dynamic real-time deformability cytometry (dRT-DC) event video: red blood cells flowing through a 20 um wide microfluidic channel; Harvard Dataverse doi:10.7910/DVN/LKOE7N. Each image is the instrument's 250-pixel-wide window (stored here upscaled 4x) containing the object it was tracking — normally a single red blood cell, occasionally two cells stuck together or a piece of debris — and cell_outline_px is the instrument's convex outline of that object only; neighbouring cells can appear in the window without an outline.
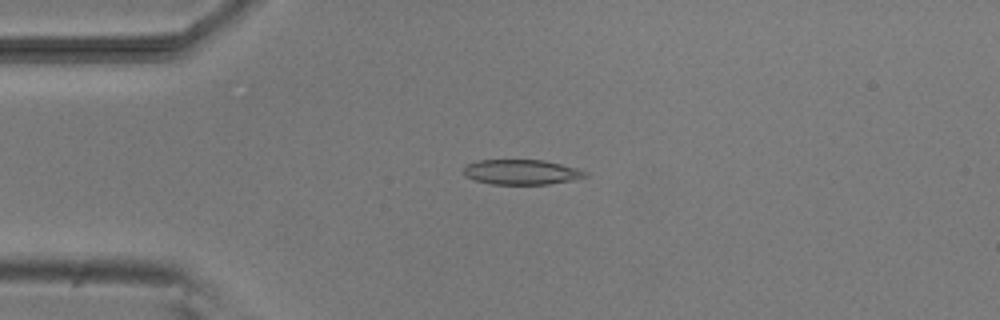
{"species": "common noctule bat (a hibernating species)", "species_latin": "Nyctalus noctula", "temperature_condition": "room temperature", "stored_images_in_passage": 50, "camera_frame_rate_fps": 3000, "um_per_image_px": 0.085, "animal": {"sex": "male", "body_mass_g": 20.5, "forearm_length_mm": 52.5}, "frame": {"image": 1, "passage_image": 11, "time_ms": 3.333, "image_size_px": [1000, 320], "cell_outline_px": [[588, 176], [572, 180], [548, 184], [492, 184], [476, 180], [464, 176], [464, 168], [468, 164], [476, 160], [544, 160], [576, 168], [588, 172]], "centroid_in_image_um": [44.32, 14.62], "position_along_channel_um": 40.7, "area_um2": 17.63}}
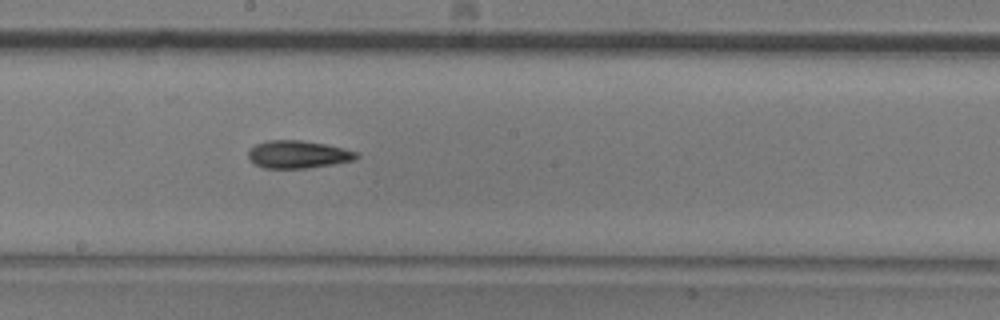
{"frame": {"image": 2, "passage_image": 27, "time_ms": 8.667, "image_size_px": [1000, 320], "cell_outline_px": [[360, 156], [352, 160], [332, 164], [308, 168], [264, 168], [256, 164], [248, 156], [248, 152], [256, 144], [268, 140], [300, 140], [324, 144], [344, 148], [356, 152]], "centroid_in_image_um": [25.33, 13.12], "position_along_channel_um": 222.9, "area_um2": 17.17}}
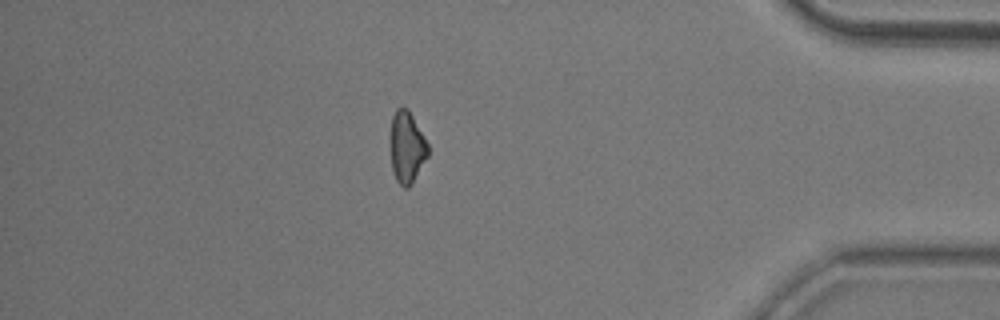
{"frame": {"image": 3, "passage_image": 44, "time_ms": 14.333, "image_size_px": [1000, 320], "cell_outline_px": [[428, 156], [412, 184], [408, 188], [404, 188], [396, 180], [392, 168], [392, 116], [396, 108], [408, 108], [428, 144]], "centroid_in_image_um": [34.61, 12.54], "position_along_channel_um": 400.6, "area_um2": 15.32}}